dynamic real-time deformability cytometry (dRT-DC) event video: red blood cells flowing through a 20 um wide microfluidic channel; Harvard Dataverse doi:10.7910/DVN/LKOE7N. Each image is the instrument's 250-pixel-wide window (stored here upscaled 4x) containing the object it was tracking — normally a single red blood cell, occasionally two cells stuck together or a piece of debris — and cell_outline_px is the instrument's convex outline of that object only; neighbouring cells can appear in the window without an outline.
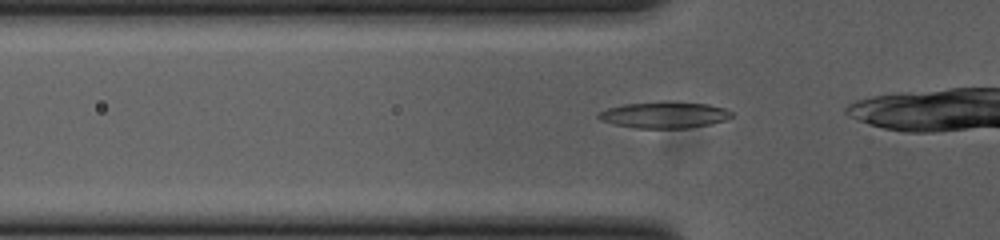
{"species": "common noctule bat (a hibernating species)", "species_latin": "Nyctalus noctula", "temperature_condition": "cold", "stored_images_in_passage": 21, "camera_frame_rate_fps": 3000, "um_per_image_px": 0.085, "animal": {"sex": "female", "body_mass_g": 23.0, "forearm_length_mm": 53.4}, "frame": {"image": 1, "passage_image": 13, "time_ms": 4.0, "image_size_px": [1000, 240], "cell_outline_px": [[732, 116], [724, 120], [708, 124], [688, 128], [636, 128], [616, 124], [600, 120], [596, 116], [596, 112], [608, 108], [624, 104], [668, 100], [708, 104], [724, 108], [732, 112]], "centroid_in_image_um": [56.43, 9.74], "position_along_channel_um": 69.4, "area_um2": 20.63}}
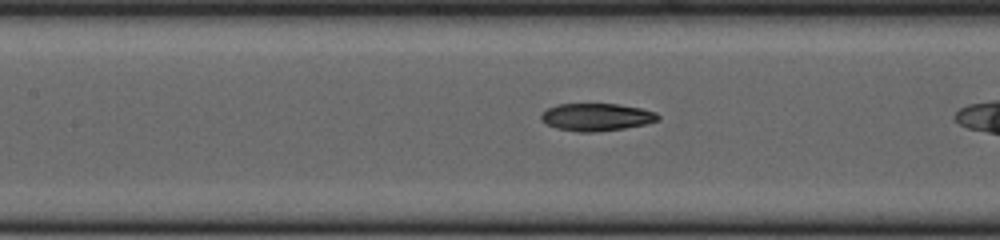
{"frame": {"image": 2, "passage_image": 20, "time_ms": 6.333, "image_size_px": [1000, 240], "cell_outline_px": [[660, 120], [644, 124], [624, 128], [592, 132], [576, 132], [556, 128], [540, 120], [540, 116], [548, 108], [556, 104], [620, 104], [640, 108], [656, 112], [660, 116]], "centroid_in_image_um": [50.7, 9.95], "position_along_channel_um": 156.7, "area_um2": 18.73}}